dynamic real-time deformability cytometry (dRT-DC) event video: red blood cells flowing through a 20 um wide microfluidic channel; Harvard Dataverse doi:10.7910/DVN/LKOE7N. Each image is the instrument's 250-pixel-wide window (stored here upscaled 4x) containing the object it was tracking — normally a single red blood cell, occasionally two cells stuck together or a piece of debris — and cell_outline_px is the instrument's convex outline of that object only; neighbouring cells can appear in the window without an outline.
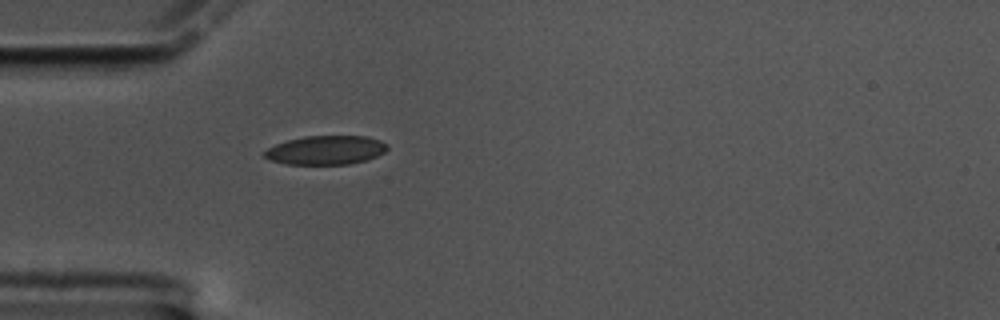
{"species": "common noctule bat (a hibernating species)", "species_latin": "Nyctalus noctula", "temperature_condition": "cold", "stored_images_in_passage": 43, "camera_frame_rate_fps": 3000, "um_per_image_px": 0.085, "animal": {"sex": "male", "body_mass_g": 17.5, "forearm_length_mm": 52.3}, "frame": {"image": 1, "passage_image": 1, "time_ms": 0.0, "image_size_px": [1000, 320], "cell_outline_px": [[388, 148], [384, 152], [376, 156], [364, 160], [348, 164], [284, 164], [268, 160], [260, 152], [276, 144], [288, 140], [304, 136], [368, 136], [380, 140], [388, 144]], "centroid_in_image_um": [27.65, 12.76], "position_along_channel_um": 57.3, "area_um2": 20.81}}
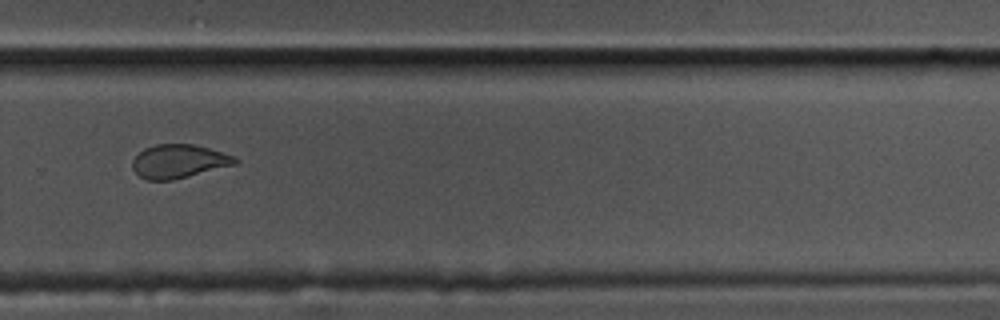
{"frame": {"image": 2, "passage_image": 24, "time_ms": 7.667, "image_size_px": [1000, 320], "cell_outline_px": [[240, 160], [236, 164], [172, 180], [144, 180], [132, 168], [132, 160], [144, 148], [156, 144], [192, 144], [208, 148], [236, 156]], "centroid_in_image_um": [15.2, 13.71], "position_along_channel_um": 314.6, "area_um2": 20.06}}
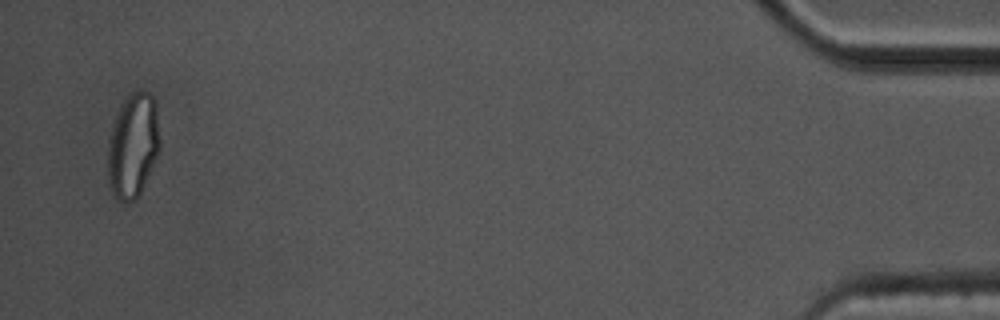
{"frame": {"image": 3, "passage_image": 41, "time_ms": 13.333, "image_size_px": [1000, 320], "cell_outline_px": [[160, 148], [144, 184], [136, 200], [120, 200], [116, 196], [108, 180], [108, 136], [112, 124], [120, 104], [132, 92], [140, 88], [144, 88], [152, 96], [156, 104], [160, 140]], "centroid_in_image_um": [11.3, 12.28], "position_along_channel_um": 423.9, "area_um2": 31.67}, "authors_computed_cell_mechanics": {"area_um2": 20.808, "velocity_mm_per_s": 3.412, "shape_relaxation_time_tau1_ms": null, "shape_relaxation_time_tau2_ms": 1.7783, "deformation_change_tau1": null, "deformation_change_tau2": 0.0721}}